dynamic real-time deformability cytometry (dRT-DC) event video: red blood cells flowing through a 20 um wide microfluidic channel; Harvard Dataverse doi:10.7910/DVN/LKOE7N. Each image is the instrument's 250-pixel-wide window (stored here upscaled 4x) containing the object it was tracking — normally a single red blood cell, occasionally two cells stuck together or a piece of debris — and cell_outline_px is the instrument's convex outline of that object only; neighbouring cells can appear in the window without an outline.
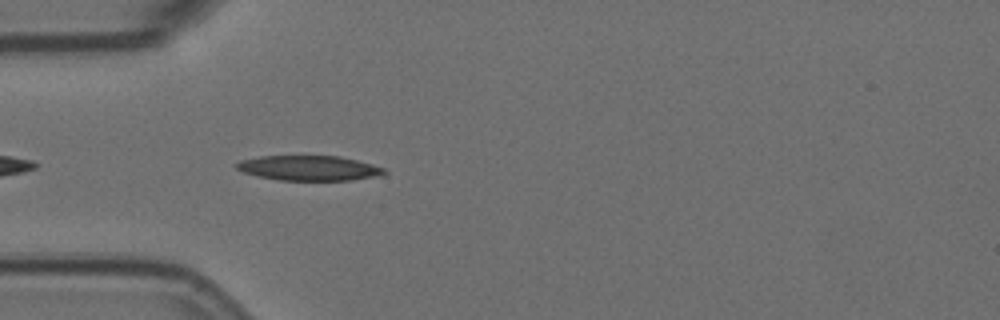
{"species": "Egyptian fruit bat (a non-hibernating species)", "species_latin": "Rousettus aegyptiacus", "temperature_condition": "room temperature", "stored_images_in_passage": 2, "camera_frame_rate_fps": 3000, "um_per_image_px": 0.085, "animal": {"sex": "female"}, "frame": {"image": 1, "passage_image": 2, "time_ms": 0.333, "image_size_px": [1000, 320], "cell_outline_px": [[388, 172], [384, 176], [352, 180], [280, 180], [256, 176], [244, 172], [236, 168], [236, 164], [240, 160], [260, 156], [340, 156], [372, 164], [384, 168]], "centroid_in_image_um": [26.32, 14.29], "position_along_channel_um": 58.7, "area_um2": 21.62}}